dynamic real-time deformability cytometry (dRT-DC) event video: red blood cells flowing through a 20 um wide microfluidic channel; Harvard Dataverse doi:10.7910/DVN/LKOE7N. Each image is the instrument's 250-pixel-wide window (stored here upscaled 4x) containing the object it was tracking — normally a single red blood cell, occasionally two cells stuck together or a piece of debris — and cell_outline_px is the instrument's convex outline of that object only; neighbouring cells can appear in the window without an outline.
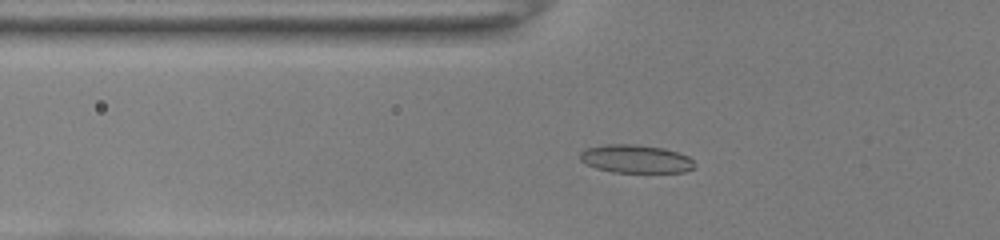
{"species": "common noctule bat (a hibernating species)", "species_latin": "Nyctalus noctula", "temperature_condition": "room temperature", "stored_images_in_passage": 38, "camera_frame_rate_fps": 3000, "um_per_image_px": 0.085, "animal": {"sex": "female", "body_mass_g": 22.0, "forearm_length_mm": 56.7}, "frame": {"image": 1, "passage_image": 6, "time_ms": 1.667, "image_size_px": [1000, 240], "cell_outline_px": [[696, 164], [692, 168], [684, 172], [612, 172], [596, 168], [580, 160], [580, 152], [588, 148], [608, 144], [636, 144], [664, 148], [688, 156]], "centroid_in_image_um": [54.04, 13.5], "position_along_channel_um": 71.8, "area_um2": 18.67}}
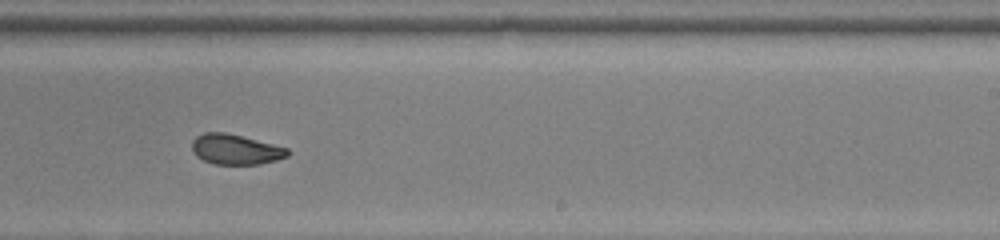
{"frame": {"image": 2, "passage_image": 21, "time_ms": 6.667, "image_size_px": [1000, 240], "cell_outline_px": [[292, 152], [288, 156], [276, 160], [260, 164], [212, 164], [196, 156], [192, 152], [192, 140], [196, 136], [204, 132], [224, 132], [288, 148]], "centroid_in_image_um": [20.0, 12.7], "position_along_channel_um": 269.0, "area_um2": 16.82}}
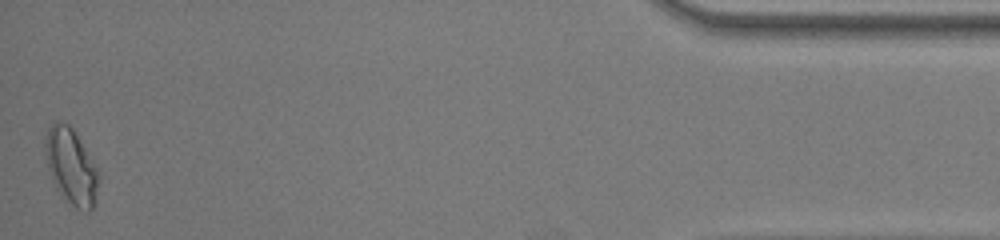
{"frame": {"image": 3, "passage_image": 38, "time_ms": 12.333, "image_size_px": [1000, 240], "cell_outline_px": [[100, 180], [96, 204], [88, 212], [76, 208], [56, 188], [48, 168], [44, 148], [44, 144], [48, 128], [56, 120], [68, 124], [72, 128], [100, 172]], "centroid_in_image_um": [6.08, 14.16], "position_along_channel_um": 429.1, "area_um2": 23.58}, "authors_computed_cell_mechanics": {"area_um2": 17.4556, "velocity_mm_per_s": 4.0114, "shape_relaxation_time_tau1_ms": 5.2436, "shape_relaxation_time_tau2_ms": 1.466, "deformation_change_tau1": 0.1713, "deformation_change_tau2": 0.066}}